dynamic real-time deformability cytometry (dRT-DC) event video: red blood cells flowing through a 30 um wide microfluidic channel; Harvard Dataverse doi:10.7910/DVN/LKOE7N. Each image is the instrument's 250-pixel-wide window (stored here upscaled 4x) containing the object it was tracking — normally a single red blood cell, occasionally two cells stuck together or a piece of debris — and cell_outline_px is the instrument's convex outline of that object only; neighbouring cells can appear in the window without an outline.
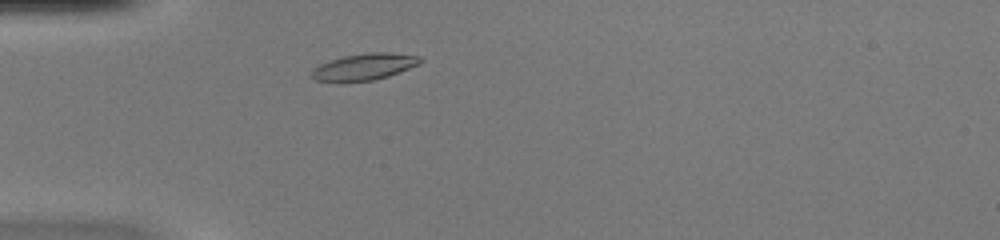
{"species": "common noctule bat (a hibernating species)", "species_latin": "Nyctalus noctula", "temperature_condition": "warm", "stored_images_in_passage": 40, "camera_frame_rate_fps": 3000, "um_per_image_px": 0.085, "animal": {"sex": "female", "body_mass_g": 20.0, "forearm_length_mm": 54.0}, "frame": {"image": 1, "passage_image": 5, "time_ms": 1.333, "image_size_px": [1000, 240], "cell_outline_px": [[424, 60], [420, 64], [388, 76], [372, 80], [336, 84], [312, 80], [312, 68], [328, 60], [344, 56], [368, 52], [388, 52], [420, 56]], "centroid_in_image_um": [30.9, 5.7], "position_along_channel_um": 54.1, "area_um2": 17.4}}
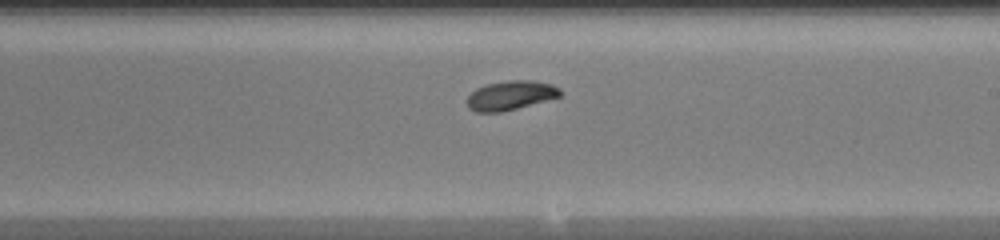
{"frame": {"image": 2, "passage_image": 20, "time_ms": 6.333, "image_size_px": [1000, 240], "cell_outline_px": [[564, 92], [560, 96], [516, 108], [500, 112], [476, 112], [468, 108], [468, 96], [476, 88], [488, 84], [512, 80], [532, 80], [552, 84], [560, 88]], "centroid_in_image_um": [43.42, 8.1], "position_along_channel_um": 245.6, "area_um2": 15.66}}
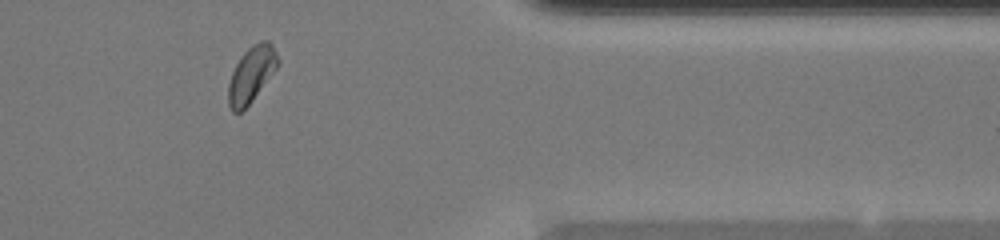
{"frame": {"image": 3, "passage_image": 32, "time_ms": 10.333, "image_size_px": [1000, 240], "cell_outline_px": [[280, 64], [252, 100], [240, 112], [232, 112], [228, 104], [228, 84], [232, 72], [236, 64], [244, 52], [252, 44], [260, 40], [268, 40], [272, 44], [280, 60]], "centroid_in_image_um": [21.38, 6.29], "position_along_channel_um": 390.0, "area_um2": 16.07}, "authors_computed_cell_mechanics": {"area_um2": 15.9528, "velocity_mm_per_s": 4.0551, "shape_relaxation_time_tau1_ms": 3.0262, "shape_relaxation_time_tau2_ms": null, "deformation_change_tau1": 0.1258, "deformation_change_tau2": null}}